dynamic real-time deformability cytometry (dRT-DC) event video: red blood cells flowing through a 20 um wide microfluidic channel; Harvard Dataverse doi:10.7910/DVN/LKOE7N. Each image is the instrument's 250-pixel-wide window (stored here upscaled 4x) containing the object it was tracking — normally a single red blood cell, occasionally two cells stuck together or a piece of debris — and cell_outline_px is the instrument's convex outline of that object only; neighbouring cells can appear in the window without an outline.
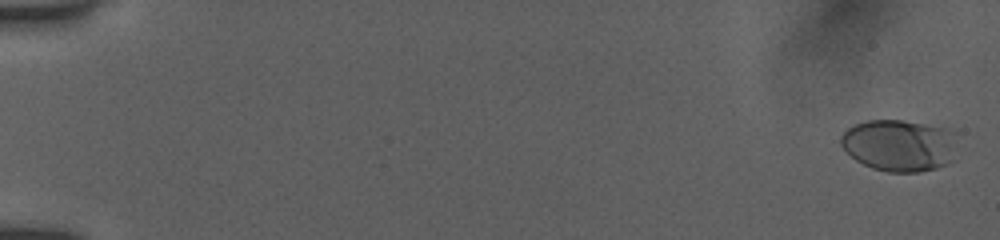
{"species": "human", "species_latin": "Homo sapiens", "temperature_condition": "room temperature", "stored_images_in_passage": 13, "camera_frame_rate_fps": 3000, "um_per_image_px": 0.085, "donor": {"sex": "female"}, "frame": {"image": 1, "passage_image": 1, "time_ms": 0.0, "image_size_px": [1000, 240], "cell_outline_px": [[956, 132], [952, 160], [948, 164], [936, 168], [920, 172], [888, 172], [872, 168], [856, 160], [840, 144], [840, 136], [848, 128], [856, 124], [868, 120], [900, 120], [944, 128]], "centroid_in_image_um": [76.43, 12.36], "position_along_channel_um": 8.6, "area_um2": 34.97}}
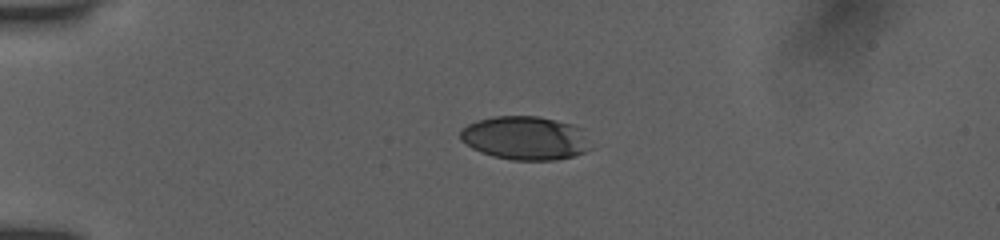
{"frame": {"image": 2, "passage_image": 11, "time_ms": 3.333, "image_size_px": [1000, 240], "cell_outline_px": [[592, 148], [584, 152], [572, 156], [556, 160], [512, 160], [492, 156], [480, 152], [472, 148], [460, 140], [460, 132], [468, 124], [476, 120], [496, 116], [540, 116], [572, 124], [580, 128]], "centroid_in_image_um": [44.62, 11.73], "position_along_channel_um": 40.4, "area_um2": 33.12}}